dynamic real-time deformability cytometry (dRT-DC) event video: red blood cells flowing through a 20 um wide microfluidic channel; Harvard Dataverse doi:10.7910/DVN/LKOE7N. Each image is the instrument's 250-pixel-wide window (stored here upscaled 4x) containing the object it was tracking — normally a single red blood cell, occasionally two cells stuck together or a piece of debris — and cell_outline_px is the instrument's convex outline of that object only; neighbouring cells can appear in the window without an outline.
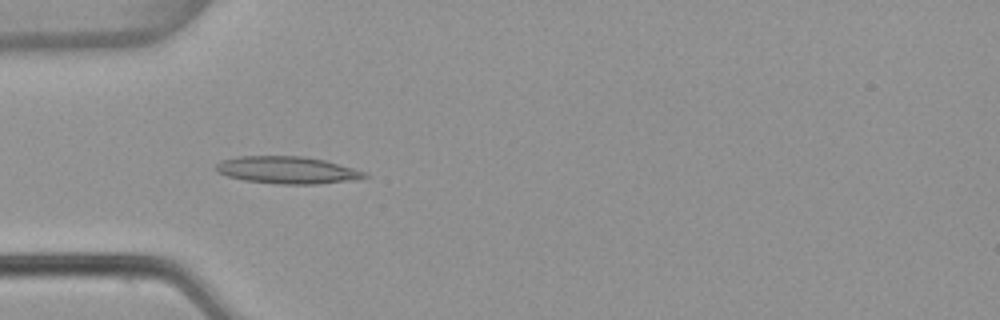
{"species": "common noctule bat (a hibernating species)", "species_latin": "Nyctalus noctula", "temperature_condition": "warm", "stored_images_in_passage": 5, "camera_frame_rate_fps": 3000, "um_per_image_px": 0.085, "animal": {"sex": "female", "body_mass_g": 22.7, "forearm_length_mm": 54.2}, "frame": {"image": 1, "passage_image": 4, "time_ms": 1.0, "image_size_px": [1000, 320], "cell_outline_px": [[368, 176], [360, 180], [316, 184], [276, 184], [244, 180], [228, 176], [216, 172], [212, 168], [220, 160], [236, 156], [304, 156], [324, 160], [368, 172]], "centroid_in_image_um": [24.41, 14.46], "position_along_channel_um": 60.6, "area_um2": 23.99}}
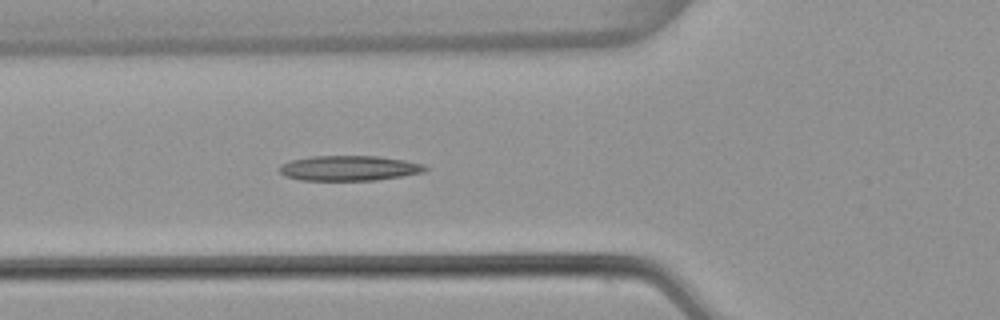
{"frame": {"image": 2, "passage_image": 5, "time_ms": 1.333, "image_size_px": [1000, 320], "cell_outline_px": [[428, 168], [424, 172], [376, 180], [300, 180], [284, 176], [280, 172], [280, 164], [292, 160], [312, 156], [380, 156], [404, 160], [424, 164]], "centroid_in_image_um": [29.67, 14.29], "position_along_channel_um": 96.1, "area_um2": 21.27}}